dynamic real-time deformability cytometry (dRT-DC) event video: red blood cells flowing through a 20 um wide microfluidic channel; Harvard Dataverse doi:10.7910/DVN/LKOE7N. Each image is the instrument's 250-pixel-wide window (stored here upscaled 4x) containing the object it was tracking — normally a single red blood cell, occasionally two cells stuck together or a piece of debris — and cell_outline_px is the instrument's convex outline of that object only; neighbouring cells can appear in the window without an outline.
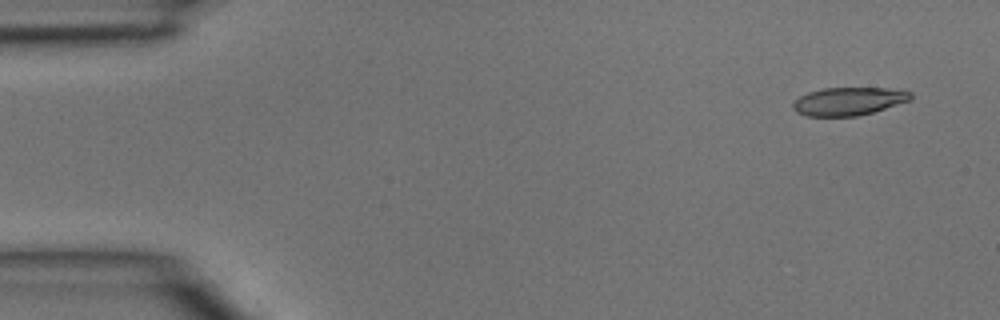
{"species": "common noctule bat (a hibernating species)", "species_latin": "Nyctalus noctula", "temperature_condition": "room temperature", "stored_images_in_passage": 5, "segment_of_instrument_passage": [1, 2], "camera_frame_rate_fps": 3000, "um_per_image_px": 0.085, "animal": {"sex": "male", "body_mass_g": 15.6}, "frame": {"image": 1, "passage_image": 1, "time_ms": 0.0, "image_size_px": [1000, 320], "cell_outline_px": [[912, 100], [872, 112], [856, 116], [804, 116], [796, 112], [792, 108], [792, 104], [800, 96], [808, 92], [824, 88], [884, 88], [912, 92]], "centroid_in_image_um": [72.11, 8.61], "position_along_channel_um": 12.9, "area_um2": 19.19}}